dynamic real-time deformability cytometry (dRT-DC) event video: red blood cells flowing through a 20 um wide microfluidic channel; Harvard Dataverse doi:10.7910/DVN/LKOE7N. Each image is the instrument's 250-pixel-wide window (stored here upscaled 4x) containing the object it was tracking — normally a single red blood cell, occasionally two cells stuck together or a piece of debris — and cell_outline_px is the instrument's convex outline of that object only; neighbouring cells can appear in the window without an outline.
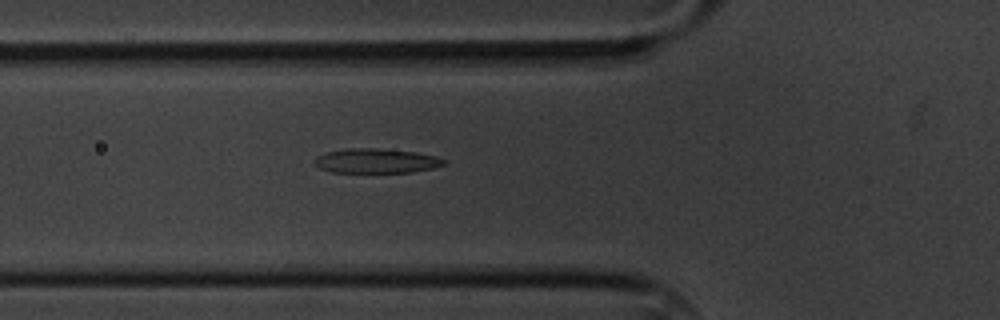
{"species": "common noctule bat (a hibernating species)", "species_latin": "Nyctalus noctula", "temperature_condition": "cold", "stored_images_in_passage": 3, "camera_frame_rate_fps": 3000, "um_per_image_px": 0.085, "animal": {"sex": "male", "body_mass_g": 20.1, "forearm_length_mm": 53.5}, "frame": {"image": 1, "passage_image": 3, "time_ms": 3.333, "image_size_px": [1000, 320], "cell_outline_px": [[448, 164], [432, 168], [412, 172], [332, 172], [320, 168], [312, 160], [316, 156], [328, 152], [348, 148], [376, 148], [416, 152], [436, 156], [448, 160]], "centroid_in_image_um": [32.02, 13.67], "position_along_channel_um": 93.8, "area_um2": 18.55}}